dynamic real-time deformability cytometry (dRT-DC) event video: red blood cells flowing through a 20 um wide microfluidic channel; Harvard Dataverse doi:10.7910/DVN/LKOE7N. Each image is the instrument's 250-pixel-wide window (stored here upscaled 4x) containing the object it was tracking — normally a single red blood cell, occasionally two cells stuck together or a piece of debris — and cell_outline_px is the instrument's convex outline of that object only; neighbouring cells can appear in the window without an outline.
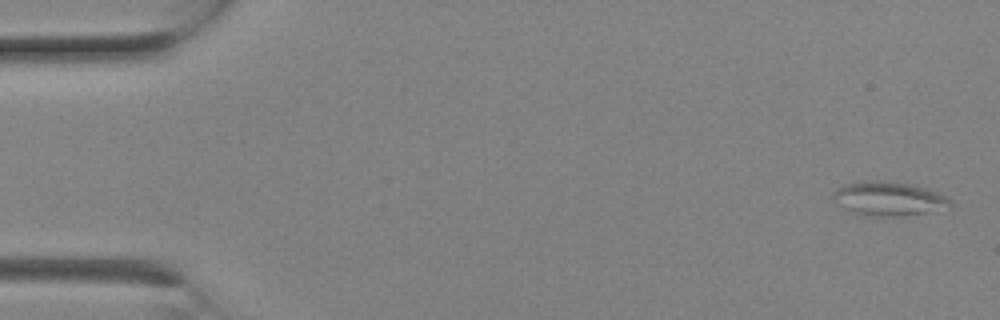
{"species": "Egyptian fruit bat (a non-hibernating species)", "species_latin": "Rousettus aegyptiacus", "temperature_condition": "room temperature", "stored_images_in_passage": 8, "camera_frame_rate_fps": 3000, "um_per_image_px": 0.085, "animal": {"sex": "female"}, "frame": {"image": 1, "passage_image": 1, "time_ms": 0.0, "image_size_px": [1000, 320], "cell_outline_px": [[952, 208], [904, 216], [864, 216], [840, 208], [832, 204], [832, 192], [836, 188], [844, 184], [864, 180], [880, 180], [908, 184], [928, 188], [940, 192], [948, 196], [952, 200]], "centroid_in_image_um": [75.52, 16.9], "position_along_channel_um": 9.5, "area_um2": 24.16}}
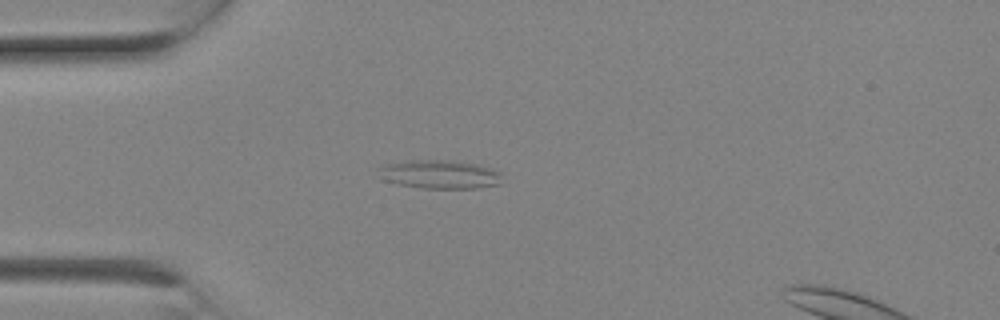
{"frame": {"image": 2, "passage_image": 6, "time_ms": 1.667, "image_size_px": [1000, 320], "cell_outline_px": [[500, 184], [480, 188], [424, 188], [396, 184], [384, 180], [380, 168], [384, 164], [412, 160], [452, 160], [480, 164], [492, 168], [500, 172]], "centroid_in_image_um": [37.43, 14.81], "position_along_channel_um": 47.6, "area_um2": 20.58}}
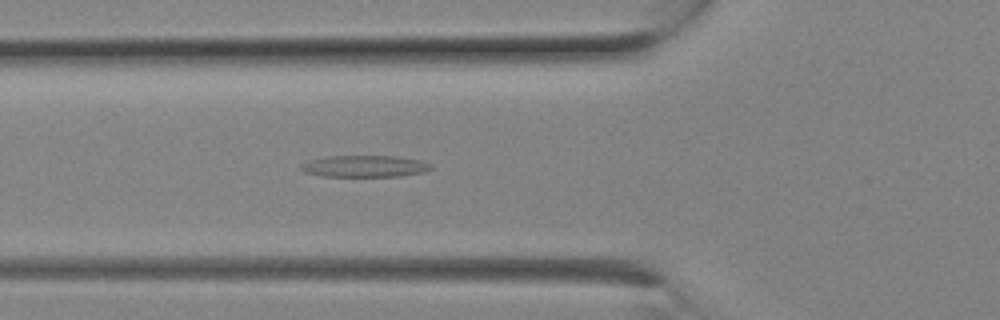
{"frame": {"image": 3, "passage_image": 8, "time_ms": 2.333, "image_size_px": [1000, 320], "cell_outline_px": [[432, 168], [424, 172], [400, 176], [320, 176], [304, 172], [300, 168], [300, 164], [308, 160], [324, 156], [396, 156], [420, 160], [428, 164]], "centroid_in_image_um": [30.93, 14.12], "position_along_channel_um": 94.9, "area_um2": 16.42}}